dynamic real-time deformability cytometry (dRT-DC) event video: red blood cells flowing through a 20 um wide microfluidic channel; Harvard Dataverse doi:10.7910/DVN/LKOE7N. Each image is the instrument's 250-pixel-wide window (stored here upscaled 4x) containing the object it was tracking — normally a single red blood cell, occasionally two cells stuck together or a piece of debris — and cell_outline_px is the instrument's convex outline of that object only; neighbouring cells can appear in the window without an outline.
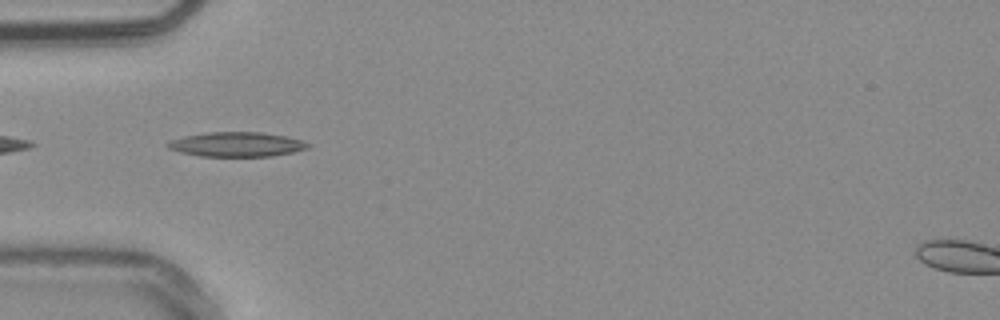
{"species": "common noctule bat (a hibernating species)", "species_latin": "Nyctalus noctula", "temperature_condition": "warm", "stored_images_in_passage": 9, "camera_frame_rate_fps": 3000, "um_per_image_px": 0.085, "animal": {"sex": "male", "body_mass_g": 20.4}, "frame": {"image": 1, "passage_image": 3, "time_ms": 0.667, "image_size_px": [1000, 320], "cell_outline_px": [[312, 144], [308, 148], [292, 152], [272, 156], [200, 156], [180, 152], [168, 148], [164, 144], [168, 140], [184, 136], [208, 132], [260, 132], [284, 136], [300, 140]], "centroid_in_image_um": [20.06, 12.27], "position_along_channel_um": 64.9, "area_um2": 20.06}}